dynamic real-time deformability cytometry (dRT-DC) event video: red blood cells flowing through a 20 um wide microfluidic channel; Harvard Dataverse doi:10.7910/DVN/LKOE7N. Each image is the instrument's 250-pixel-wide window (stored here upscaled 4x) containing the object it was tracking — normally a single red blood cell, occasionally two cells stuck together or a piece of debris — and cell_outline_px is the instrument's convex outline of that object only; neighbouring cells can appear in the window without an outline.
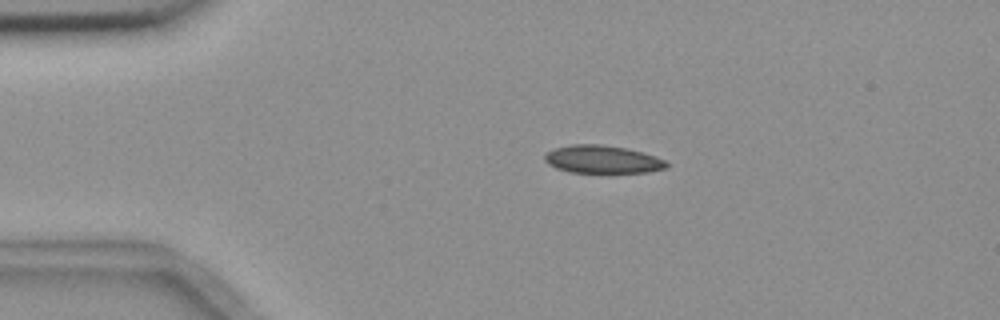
{"species": "common noctule bat (a hibernating species)", "species_latin": "Nyctalus noctula", "temperature_condition": "room temperature", "stored_images_in_passage": 4, "camera_frame_rate_fps": 3000, "um_per_image_px": 0.085, "animal": {"sex": "female", "body_mass_g": 18.4}, "frame": {"image": 1, "passage_image": 2, "time_ms": 1.333, "image_size_px": [1000, 320], "cell_outline_px": [[668, 168], [648, 172], [568, 172], [556, 168], [548, 164], [544, 160], [544, 156], [552, 148], [572, 144], [600, 144], [628, 148], [644, 152], [656, 156], [664, 160], [668, 164]], "centroid_in_image_um": [51.21, 13.53], "position_along_channel_um": 33.8, "area_um2": 19.94}}
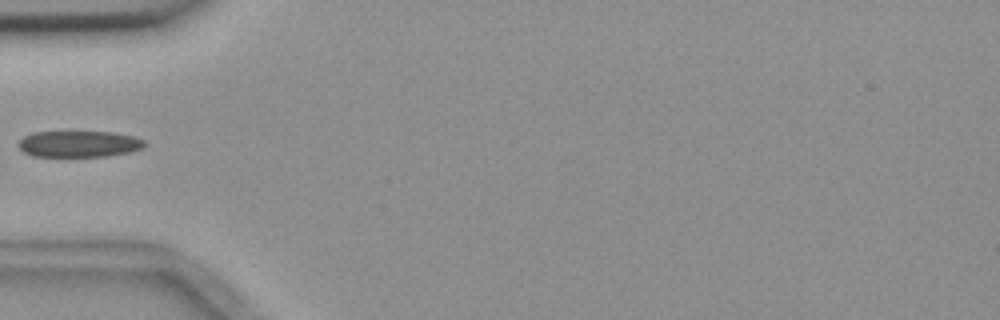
{"frame": {"image": 2, "passage_image": 4, "time_ms": 3.667, "image_size_px": [1000, 320], "cell_outline_px": [[144, 148], [128, 152], [108, 156], [32, 156], [24, 152], [16, 144], [24, 136], [36, 132], [112, 132], [132, 136], [144, 140]], "centroid_in_image_um": [6.69, 12.24], "position_along_channel_um": 78.3, "area_um2": 19.19}}